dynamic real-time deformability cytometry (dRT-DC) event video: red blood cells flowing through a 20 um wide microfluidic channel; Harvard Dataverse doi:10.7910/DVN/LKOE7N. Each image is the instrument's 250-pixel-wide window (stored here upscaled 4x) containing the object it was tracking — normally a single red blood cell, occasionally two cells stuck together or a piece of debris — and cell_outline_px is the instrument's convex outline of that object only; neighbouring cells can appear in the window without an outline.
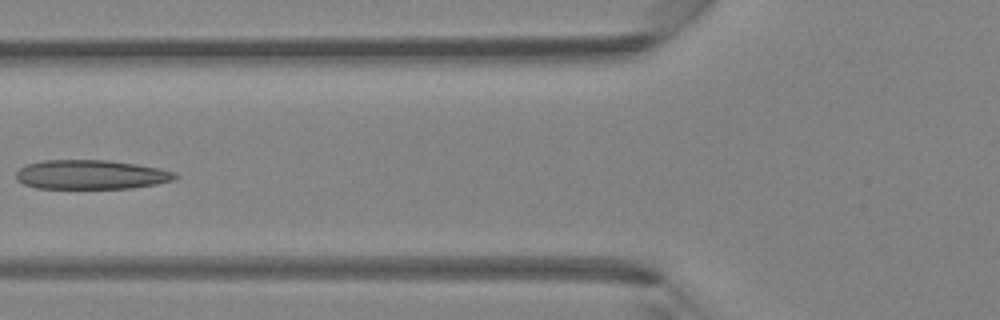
{"species": "Egyptian fruit bat (a non-hibernating species)", "species_latin": "Rousettus aegyptiacus", "temperature_condition": "room temperature", "stored_images_in_passage": 4, "camera_frame_rate_fps": 3000, "um_per_image_px": 0.085, "animal": {"sex": "female"}, "frame": {"image": 1, "passage_image": 4, "time_ms": 1.0, "image_size_px": [1000, 320], "cell_outline_px": [[180, 176], [176, 180], [156, 184], [132, 188], [36, 188], [24, 184], [16, 180], [16, 172], [24, 164], [44, 160], [108, 160], [136, 164], [160, 168], [176, 172]], "centroid_in_image_um": [7.76, 14.84], "position_along_channel_um": 118.0, "area_um2": 27.4}}